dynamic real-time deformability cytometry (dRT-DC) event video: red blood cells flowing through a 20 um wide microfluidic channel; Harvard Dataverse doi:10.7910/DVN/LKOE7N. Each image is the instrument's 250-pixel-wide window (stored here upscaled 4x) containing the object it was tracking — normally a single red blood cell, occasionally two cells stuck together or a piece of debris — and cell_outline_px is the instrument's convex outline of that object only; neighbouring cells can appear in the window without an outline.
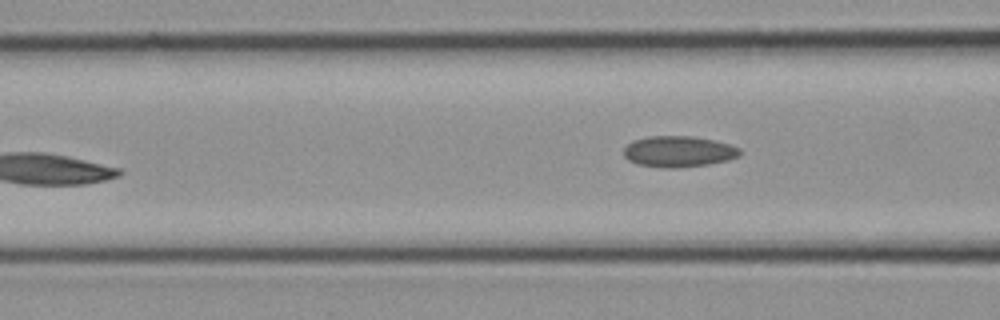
{"species": "common noctule bat (a hibernating species)", "species_latin": "Nyctalus noctula", "temperature_condition": "cold", "stored_images_in_passage": 6, "segment_of_instrument_passage": [2, 2], "camera_frame_rate_fps": 3000, "um_per_image_px": 0.085, "animal": {"sex": "female", "body_mass_g": 21.9}, "frame": {"image": 1, "passage_image": 6, "time_ms": 1.667, "image_size_px": [1000, 320], "cell_outline_px": [[740, 156], [728, 160], [708, 164], [676, 168], [664, 168], [636, 164], [628, 160], [624, 156], [624, 148], [632, 140], [648, 136], [692, 136], [716, 140], [740, 148]], "centroid_in_image_um": [57.66, 12.88], "position_along_channel_um": 108.9, "area_um2": 21.15}}